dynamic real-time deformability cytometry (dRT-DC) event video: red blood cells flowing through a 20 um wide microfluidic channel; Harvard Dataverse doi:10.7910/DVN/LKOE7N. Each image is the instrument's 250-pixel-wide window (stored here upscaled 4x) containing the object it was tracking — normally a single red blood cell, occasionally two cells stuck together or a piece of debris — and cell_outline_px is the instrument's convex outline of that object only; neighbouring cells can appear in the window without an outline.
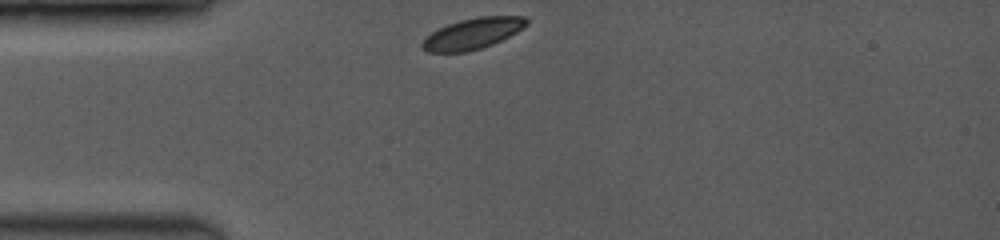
{"species": "common noctule bat (a hibernating species)", "species_latin": "Nyctalus noctula", "temperature_condition": "room temperature", "stored_images_in_passage": 36, "camera_frame_rate_fps": 3500, "um_per_image_px": 0.085, "animal": {"sex": "female", "body_mass_g": 19.0, "forearm_length_mm": 53.3}, "frame": {"image": 1, "passage_image": 1, "time_ms": 0.0, "image_size_px": [1000, 240], "cell_outline_px": [[528, 24], [524, 28], [492, 44], [480, 48], [464, 52], [428, 52], [420, 48], [420, 44], [424, 36], [448, 24], [460, 20], [480, 16], [524, 16], [528, 20]], "centroid_in_image_um": [40.14, 2.85], "position_along_channel_um": 44.9, "area_um2": 18.79}}
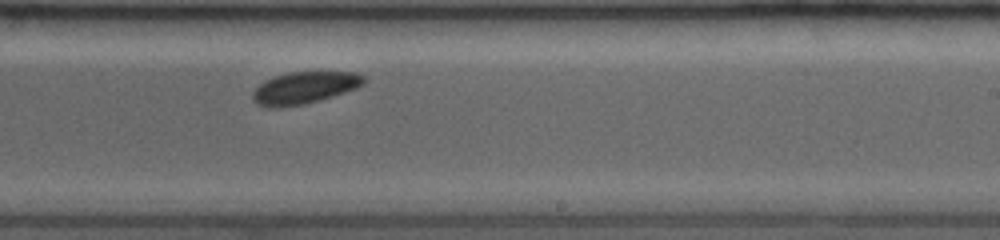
{"frame": {"image": 2, "passage_image": 20, "time_ms": 6.0, "image_size_px": [1000, 240], "cell_outline_px": [[364, 84], [356, 88], [320, 100], [304, 104], [276, 108], [268, 108], [256, 104], [252, 100], [252, 92], [264, 80], [288, 72], [356, 72], [364, 76]], "centroid_in_image_um": [25.83, 7.47], "position_along_channel_um": 263.2, "area_um2": 20.75}}
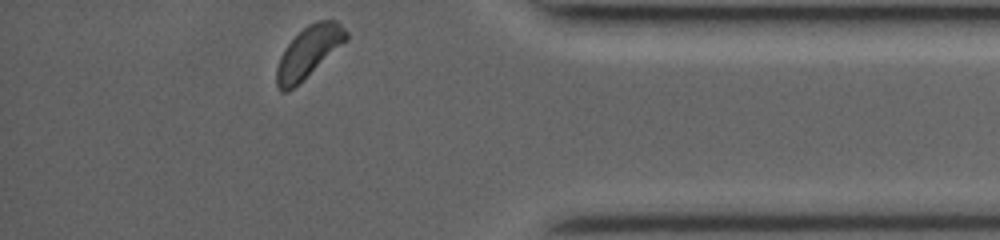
{"frame": {"image": 3, "passage_image": 36, "time_ms": 10.0, "image_size_px": [1000, 240], "cell_outline_px": [[348, 40], [288, 92], [280, 92], [276, 88], [276, 68], [280, 56], [284, 48], [308, 24], [316, 20], [336, 20], [348, 32]], "centroid_in_image_um": [26.22, 4.42], "position_along_channel_um": 409.0, "area_um2": 20.58}, "authors_computed_cell_mechanics": {"area_um2": 20.7791, "velocity_mm_per_s": 3.9658, "shape_relaxation_time_tau1_ms": 1.6586, "shape_relaxation_time_tau2_ms": null, "deformation_change_tau1": 0.0849, "deformation_change_tau2": null}}